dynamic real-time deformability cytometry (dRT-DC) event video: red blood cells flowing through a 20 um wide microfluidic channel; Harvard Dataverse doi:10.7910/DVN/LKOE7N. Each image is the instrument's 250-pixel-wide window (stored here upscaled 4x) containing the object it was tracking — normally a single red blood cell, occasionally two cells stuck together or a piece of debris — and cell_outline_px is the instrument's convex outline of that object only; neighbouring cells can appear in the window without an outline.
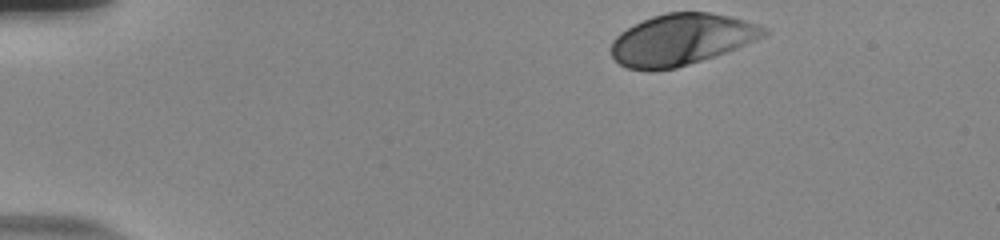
{"species": "human", "species_latin": "Homo sapiens", "temperature_condition": "room temperature", "stored_images_in_passage": 40, "camera_frame_rate_fps": 3000, "um_per_image_px": 0.085, "donor": {"sex": "male"}, "frame": {"image": 1, "passage_image": 1, "time_ms": 0.0, "image_size_px": [1000, 240], "cell_outline_px": [[768, 32], [764, 36], [756, 40], [736, 48], [676, 68], [628, 68], [620, 64], [612, 56], [612, 40], [620, 32], [632, 24], [652, 16], [668, 12], [712, 12], [744, 20], [768, 28]], "centroid_in_image_um": [57.92, 3.32], "position_along_channel_um": 27.1, "area_um2": 44.85}}
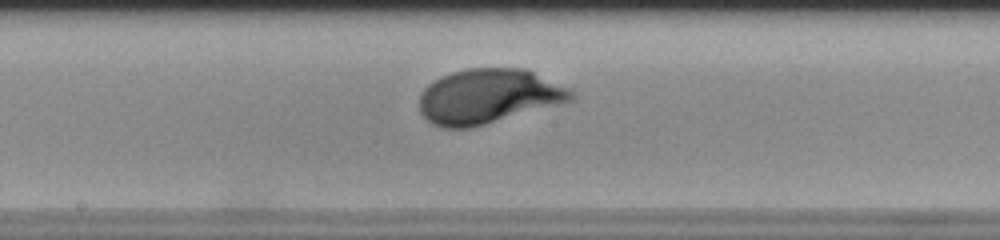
{"frame": {"image": 2, "passage_image": 23, "time_ms": 7.333, "image_size_px": [1000, 240], "cell_outline_px": [[576, 96], [572, 100], [472, 128], [444, 128], [432, 124], [420, 112], [420, 96], [424, 88], [428, 84], [440, 76], [452, 72], [468, 68], [524, 68], [568, 88]], "centroid_in_image_um": [41.47, 8.19], "position_along_channel_um": 206.7, "area_um2": 48.03}}
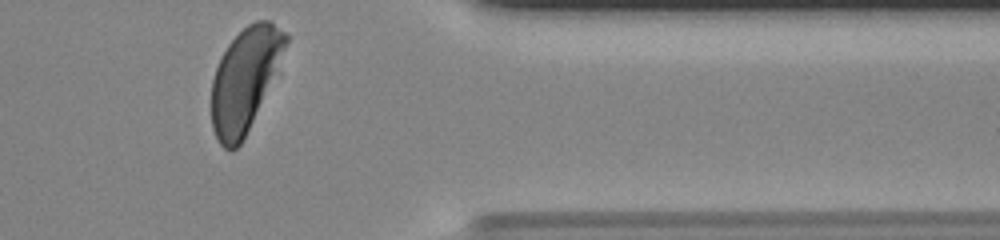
{"frame": {"image": 3, "passage_image": 39, "time_ms": 12.667, "image_size_px": [1000, 240], "cell_outline_px": [[288, 40], [280, 72], [240, 144], [232, 152], [224, 148], [220, 144], [212, 128], [212, 80], [216, 68], [228, 44], [248, 24], [256, 20], [268, 20], [284, 32], [288, 36]], "centroid_in_image_um": [20.86, 6.78], "position_along_channel_um": 390.5, "area_um2": 44.85}, "authors_computed_cell_mechanics": {"area_um2": 46.2689, "velocity_mm_per_s": 3.6699, "shape_relaxation_time_tau1_ms": 2.2561, "shape_relaxation_time_tau2_ms": null, "deformation_change_tau1": 0.1622, "deformation_change_tau2": null}}